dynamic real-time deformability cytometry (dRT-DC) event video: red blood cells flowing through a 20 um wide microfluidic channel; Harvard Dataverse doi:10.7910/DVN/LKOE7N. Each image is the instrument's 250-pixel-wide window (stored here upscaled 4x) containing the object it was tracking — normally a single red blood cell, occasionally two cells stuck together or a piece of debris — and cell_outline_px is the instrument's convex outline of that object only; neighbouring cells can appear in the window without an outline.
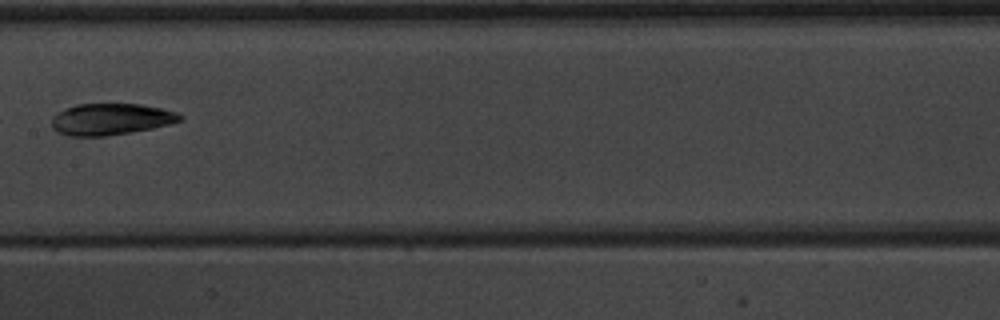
{"species": "common noctule bat (a hibernating species)", "species_latin": "Nyctalus noctula", "temperature_condition": "warm", "stored_images_in_passage": 5, "camera_frame_rate_fps": 3000, "um_per_image_px": 0.085, "animal": {"sex": "male", "body_mass_g": 20.1, "forearm_length_mm": 53.5}, "frame": {"image": 1, "passage_image": 5, "time_ms": 4.667, "image_size_px": [1000, 320], "cell_outline_px": [[184, 116], [180, 120], [168, 124], [152, 128], [104, 136], [68, 136], [56, 132], [52, 128], [52, 116], [56, 112], [64, 108], [76, 104], [140, 104], [160, 108], [176, 112]], "centroid_in_image_um": [9.35, 10.13], "position_along_channel_um": 198.1, "area_um2": 23.52}}